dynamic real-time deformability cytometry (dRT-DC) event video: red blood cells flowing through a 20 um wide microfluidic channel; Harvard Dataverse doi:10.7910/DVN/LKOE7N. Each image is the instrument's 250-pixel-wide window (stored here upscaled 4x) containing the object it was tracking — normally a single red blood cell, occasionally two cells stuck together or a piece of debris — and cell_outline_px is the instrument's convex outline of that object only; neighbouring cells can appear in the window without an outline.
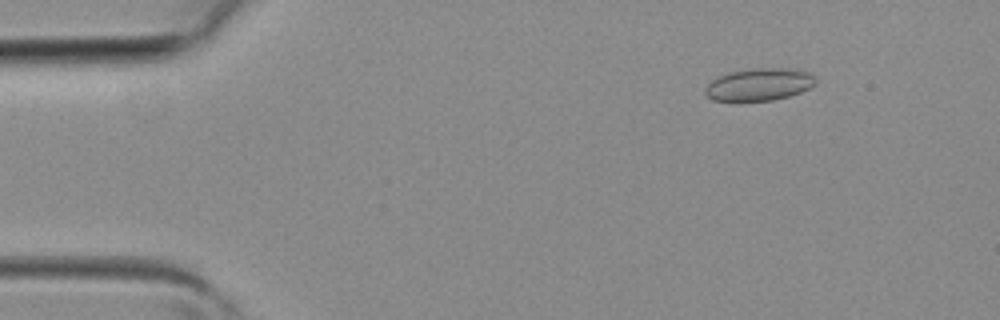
{"species": "common noctule bat (a hibernating species)", "species_latin": "Nyctalus noctula", "temperature_condition": "room temperature", "stored_images_in_passage": 3, "camera_frame_rate_fps": 3000, "um_per_image_px": 0.085, "animal": {"sex": "female", "body_mass_g": 19.3, "forearm_length_mm": 54.1}, "frame": {"image": 1, "passage_image": 1, "time_ms": 0.0, "image_size_px": [1000, 320], "cell_outline_px": [[816, 84], [800, 92], [788, 96], [772, 100], [712, 100], [704, 92], [704, 88], [712, 80], [720, 76], [732, 72], [756, 68], [788, 68], [812, 72], [816, 76]], "centroid_in_image_um": [64.58, 7.16], "position_along_channel_um": 20.4, "area_um2": 20.63}}